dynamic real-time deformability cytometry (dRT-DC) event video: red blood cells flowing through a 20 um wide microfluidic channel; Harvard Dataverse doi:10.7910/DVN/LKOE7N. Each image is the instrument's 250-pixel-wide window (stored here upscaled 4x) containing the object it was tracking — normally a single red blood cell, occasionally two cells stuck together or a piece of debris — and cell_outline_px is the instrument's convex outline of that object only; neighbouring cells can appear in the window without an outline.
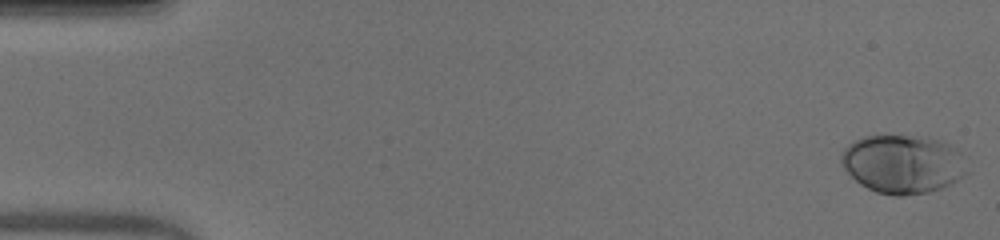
{"species": "human", "species_latin": "Homo sapiens", "temperature_condition": "warm", "stored_images_in_passage": 52, "camera_frame_rate_fps": 3000, "um_per_image_px": 0.085, "donor": {"sex": "male"}, "frame": {"image": 1, "passage_image": 1, "time_ms": 0.0, "image_size_px": [1000, 240], "cell_outline_px": [[972, 172], [952, 184], [944, 188], [928, 192], [904, 196], [896, 196], [876, 192], [860, 184], [844, 168], [840, 160], [840, 156], [844, 148], [848, 144], [864, 136], [928, 136], [940, 140], [956, 148], [960, 152]], "centroid_in_image_um": [76.81, 13.95], "position_along_channel_um": 8.2, "area_um2": 43.58}}
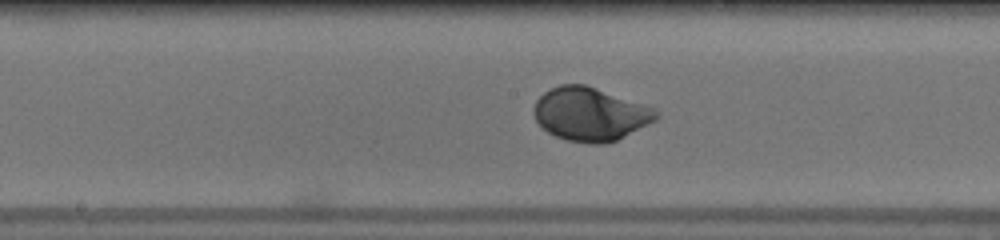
{"frame": {"image": 2, "passage_image": 27, "time_ms": 8.667, "image_size_px": [1000, 240], "cell_outline_px": [[660, 116], [656, 120], [616, 140], [604, 144], [588, 144], [568, 140], [556, 136], [548, 132], [536, 120], [532, 112], [532, 108], [536, 100], [544, 92], [560, 84], [584, 84], [656, 108], [660, 112]], "centroid_in_image_um": [50.17, 9.7], "position_along_channel_um": 198.0, "area_um2": 38.03}}
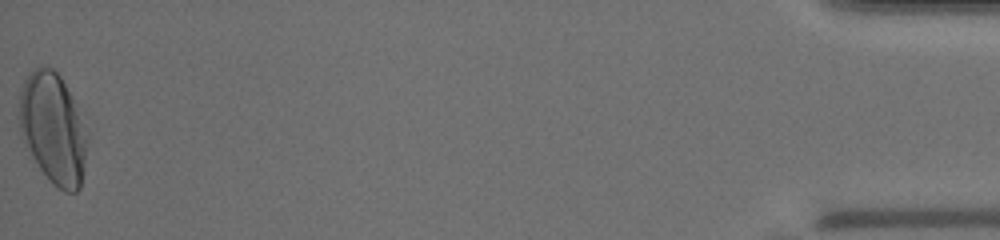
{"frame": {"image": 3, "passage_image": 52, "time_ms": 17.0, "image_size_px": [1000, 240], "cell_outline_px": [[88, 140], [80, 188], [76, 192], [64, 192], [52, 184], [40, 168], [24, 144], [16, 116], [20, 92], [24, 80], [36, 68], [52, 68], [60, 76], [88, 132]], "centroid_in_image_um": [4.48, 10.95], "position_along_channel_um": 430.7, "area_um2": 43.75}, "authors_computed_cell_mechanics": {"area_um2": 37.1654, "velocity_mm_per_s": 3.9561, "shape_relaxation_time_tau1_ms": 2.7608, "shape_relaxation_time_tau2_ms": null, "deformation_change_tau1": 0.178, "deformation_change_tau2": null}}